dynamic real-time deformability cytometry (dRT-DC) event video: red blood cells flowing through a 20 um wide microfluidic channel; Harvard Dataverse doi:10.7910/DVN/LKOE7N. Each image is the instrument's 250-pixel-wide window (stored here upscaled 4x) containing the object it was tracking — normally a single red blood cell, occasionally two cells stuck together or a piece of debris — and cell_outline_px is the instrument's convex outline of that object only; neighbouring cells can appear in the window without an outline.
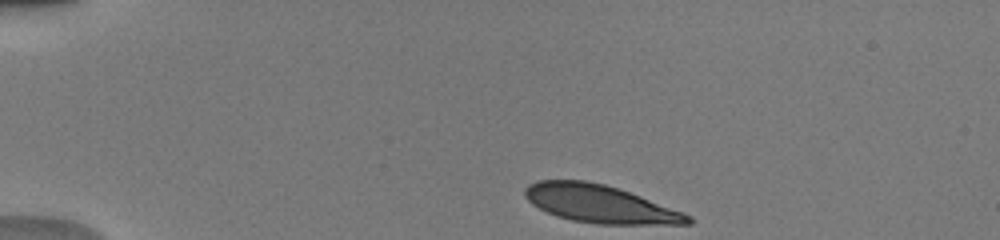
{"species": "human", "species_latin": "Homo sapiens", "temperature_condition": "warm", "stored_images_in_passage": 41, "camera_frame_rate_fps": 3000, "um_per_image_px": 0.085, "donor": {"sex": "male"}, "frame": {"image": 1, "passage_image": 1, "time_ms": 0.0, "image_size_px": [1000, 240], "cell_outline_px": [[692, 224], [596, 224], [572, 220], [556, 216], [532, 204], [524, 196], [524, 188], [528, 184], [536, 180], [584, 180], [604, 184], [640, 196], [684, 212], [692, 216]], "centroid_in_image_um": [50.98, 17.33], "position_along_channel_um": 34.0, "area_um2": 35.78}}
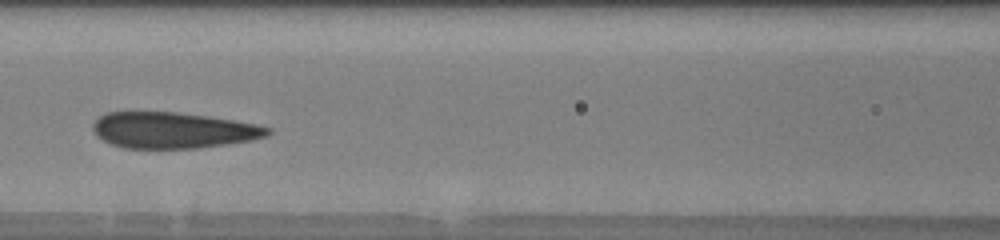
{"frame": {"image": 2, "passage_image": 15, "time_ms": 4.667, "image_size_px": [1000, 240], "cell_outline_px": [[272, 132], [268, 136], [252, 140], [228, 144], [200, 148], [124, 148], [112, 144], [96, 136], [92, 128], [92, 124], [100, 116], [108, 112], [176, 112], [208, 116], [256, 124], [272, 128]], "centroid_in_image_um": [14.73, 11.07], "position_along_channel_um": 151.9, "area_um2": 36.82}}
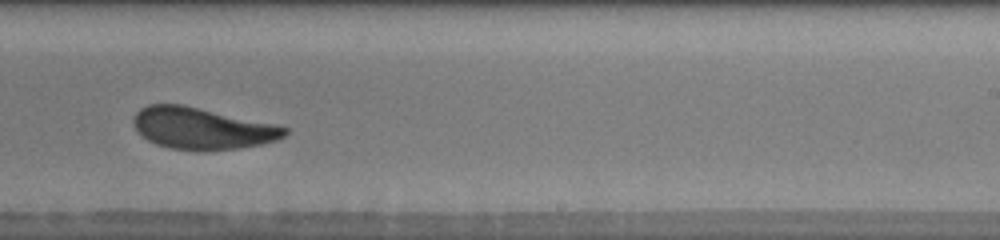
{"frame": {"image": 3, "passage_image": 24, "time_ms": 7.667, "image_size_px": [1000, 240], "cell_outline_px": [[288, 132], [284, 136], [276, 140], [260, 144], [236, 148], [204, 152], [168, 148], [156, 144], [140, 136], [136, 132], [132, 120], [136, 112], [140, 108], [148, 104], [184, 104], [272, 124], [288, 128]], "centroid_in_image_um": [17.09, 10.92], "position_along_channel_um": 271.9, "area_um2": 36.88}, "authors_computed_cell_mechanics": {"area_um2": 36.8186, "velocity_mm_per_s": 4.0113, "shape_relaxation_time_tau1_ms": 5.3863, "shape_relaxation_time_tau2_ms": null, "deformation_change_tau1": 0.1949, "deformation_change_tau2": null}}